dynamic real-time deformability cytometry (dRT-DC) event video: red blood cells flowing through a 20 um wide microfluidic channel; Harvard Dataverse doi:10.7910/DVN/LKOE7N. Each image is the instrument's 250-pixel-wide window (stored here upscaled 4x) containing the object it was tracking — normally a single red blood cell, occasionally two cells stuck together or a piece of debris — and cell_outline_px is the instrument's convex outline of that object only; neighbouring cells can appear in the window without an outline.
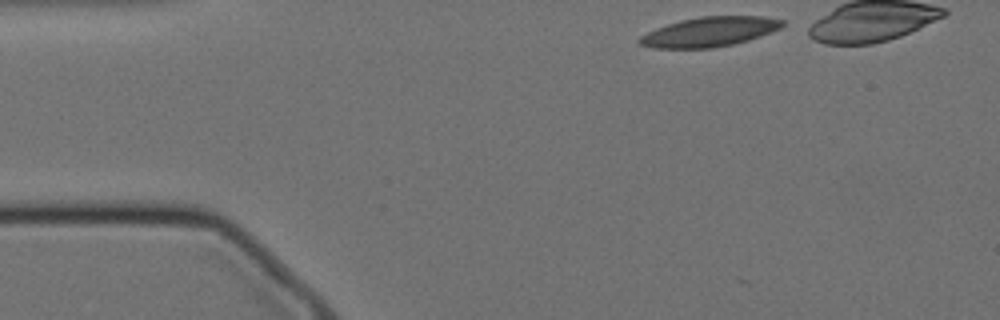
{"species": "Egyptian fruit bat (a non-hibernating species)", "species_latin": "Rousettus aegyptiacus", "temperature_condition": "cold", "stored_images_in_passage": 2, "camera_frame_rate_fps": 3000, "um_per_image_px": 0.085, "animal": {"sex": "female"}, "frame": {"image": 1, "passage_image": 1, "time_ms": 0.0, "image_size_px": [1000, 320], "cell_outline_px": [[784, 24], [780, 28], [760, 36], [748, 40], [732, 44], [712, 48], [652, 48], [640, 44], [636, 40], [640, 36], [656, 28], [680, 20], [700, 16], [764, 16], [784, 20]], "centroid_in_image_um": [60.29, 2.7], "position_along_channel_um": 24.7, "area_um2": 24.62}}